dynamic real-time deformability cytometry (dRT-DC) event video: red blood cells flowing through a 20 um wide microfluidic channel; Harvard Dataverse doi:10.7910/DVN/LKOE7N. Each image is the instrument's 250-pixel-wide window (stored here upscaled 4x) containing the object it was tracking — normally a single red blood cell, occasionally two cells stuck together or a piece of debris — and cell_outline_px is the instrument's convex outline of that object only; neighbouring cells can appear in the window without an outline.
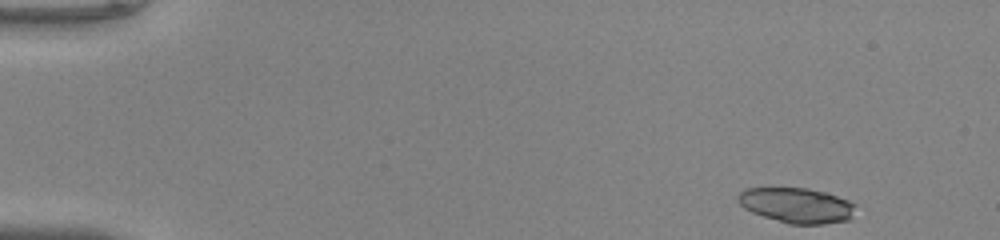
{"species": "common noctule bat (a hibernating species)", "species_latin": "Nyctalus noctula", "temperature_condition": "warm", "stored_images_in_passage": 46, "segment_of_instrument_passage": [1, 2], "camera_frame_rate_fps": 3000, "um_per_image_px": 0.085, "animal": {"sex": "male", "body_mass_g": 20.0, "forearm_length_mm": 53.3}, "frame": {"image": 1, "passage_image": 1, "time_ms": 0.0, "image_size_px": [1000, 240], "cell_outline_px": [[856, 204], [848, 220], [824, 224], [788, 224], [752, 212], [744, 208], [736, 200], [736, 196], [744, 188], [808, 188], [824, 192], [848, 200]], "centroid_in_image_um": [67.67, 17.45], "position_along_channel_um": 17.3, "area_um2": 23.99}}
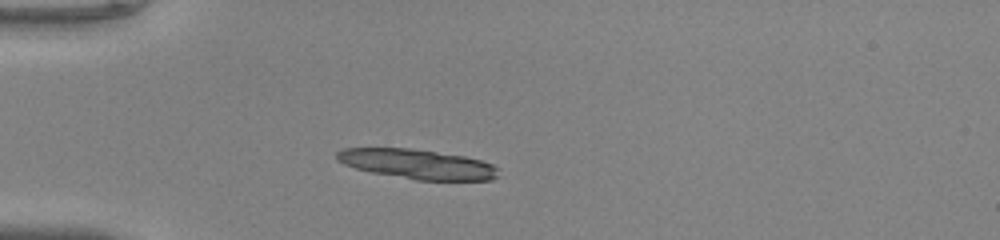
{"frame": {"image": 2, "passage_image": 11, "time_ms": 3.333, "image_size_px": [1000, 240], "cell_outline_px": [[500, 176], [492, 180], [416, 180], [372, 172], [356, 168], [344, 164], [336, 160], [336, 152], [344, 148], [408, 148], [464, 156], [480, 160], [492, 164], [500, 168]], "centroid_in_image_um": [35.52, 13.95], "position_along_channel_um": 49.5, "area_um2": 27.98}}